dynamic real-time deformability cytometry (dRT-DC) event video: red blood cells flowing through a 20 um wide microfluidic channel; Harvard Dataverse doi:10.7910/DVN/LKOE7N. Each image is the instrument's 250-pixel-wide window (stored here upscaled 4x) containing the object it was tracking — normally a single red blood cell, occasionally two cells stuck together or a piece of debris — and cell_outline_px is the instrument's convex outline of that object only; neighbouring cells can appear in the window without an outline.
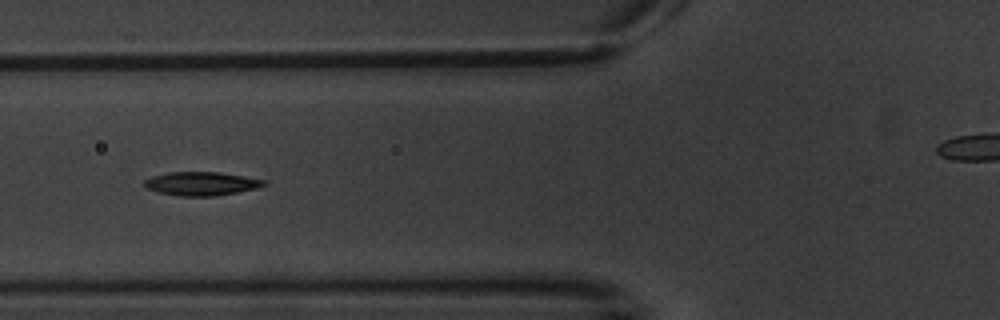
{"species": "common noctule bat (a hibernating species)", "species_latin": "Nyctalus noctula", "temperature_condition": "warm", "stored_images_in_passage": 10, "camera_frame_rate_fps": 3000, "um_per_image_px": 0.085, "animal": {"sex": "male", "body_mass_g": 20.1, "forearm_length_mm": 53.5}, "frame": {"image": 1, "passage_image": 7, "time_ms": 7.0, "image_size_px": [1000, 320], "cell_outline_px": [[268, 184], [256, 188], [216, 196], [180, 196], [160, 192], [148, 188], [144, 184], [144, 180], [152, 176], [168, 172], [220, 172], [268, 180]], "centroid_in_image_um": [17.16, 15.6], "position_along_channel_um": 108.6, "area_um2": 16.42}}
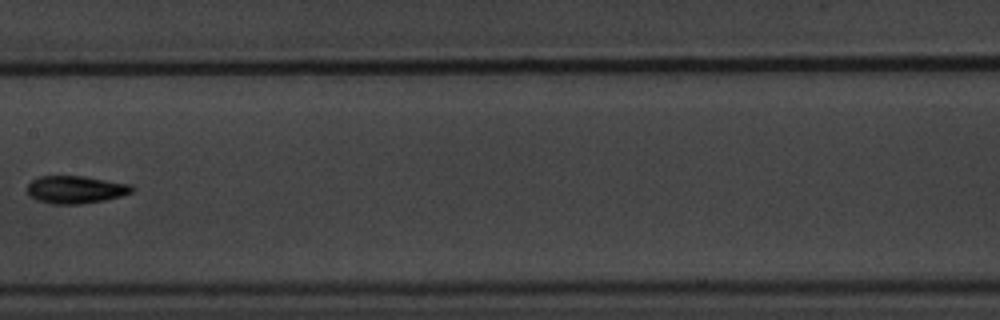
{"frame": {"image": 2, "passage_image": 9, "time_ms": 9.667, "image_size_px": [1000, 320], "cell_outline_px": [[136, 188], [132, 192], [120, 196], [104, 200], [80, 204], [52, 204], [36, 200], [28, 192], [28, 184], [32, 180], [40, 176], [84, 176], [132, 184]], "centroid_in_image_um": [6.46, 16.11], "position_along_channel_um": 200.9, "area_um2": 16.88}}